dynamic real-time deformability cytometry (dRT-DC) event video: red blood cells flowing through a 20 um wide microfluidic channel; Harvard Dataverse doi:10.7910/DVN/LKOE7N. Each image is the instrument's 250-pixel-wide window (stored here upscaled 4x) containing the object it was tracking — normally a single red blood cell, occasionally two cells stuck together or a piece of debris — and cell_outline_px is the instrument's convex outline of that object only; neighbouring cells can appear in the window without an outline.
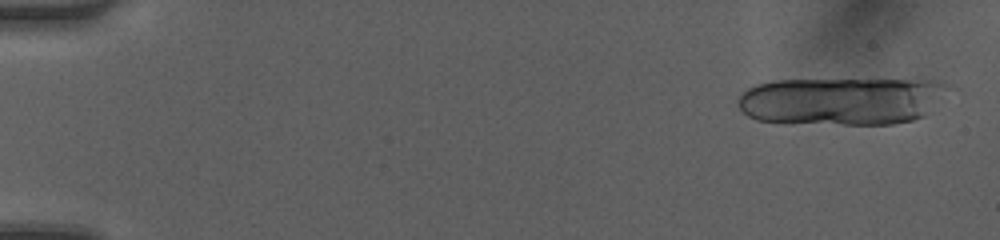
{"species": "human", "species_latin": "Homo sapiens", "temperature_condition": "room temperature", "stored_images_in_passage": 16, "camera_frame_rate_fps": 3000, "um_per_image_px": 0.085, "donor": {"sex": "female"}, "frame": {"image": 1, "passage_image": 2, "time_ms": 0.333, "image_size_px": [1000, 240], "cell_outline_px": [[948, 88], [932, 112], [924, 116], [912, 120], [892, 124], [784, 124], [756, 120], [748, 116], [736, 104], [740, 92], [756, 84], [772, 80], [944, 80], [948, 84]], "centroid_in_image_um": [71.51, 8.59], "position_along_channel_um": 13.5, "area_um2": 59.53}}